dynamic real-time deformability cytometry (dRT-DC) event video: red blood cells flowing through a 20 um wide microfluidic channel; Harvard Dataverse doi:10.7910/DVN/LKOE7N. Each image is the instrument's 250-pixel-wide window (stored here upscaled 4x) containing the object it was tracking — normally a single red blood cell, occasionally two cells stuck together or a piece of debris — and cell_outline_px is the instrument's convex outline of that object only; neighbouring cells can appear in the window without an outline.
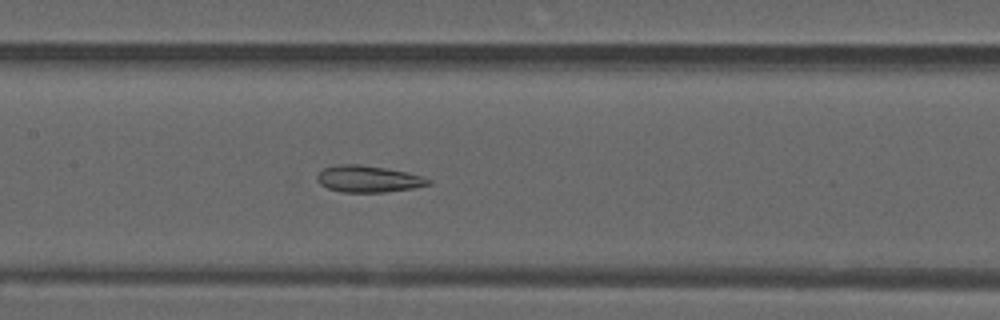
{"species": "common noctule bat (a hibernating species)", "species_latin": "Nyctalus noctula", "temperature_condition": "warm", "stored_images_in_passage": 38, "camera_frame_rate_fps": 3000, "um_per_image_px": 0.085, "animal": {"sex": "male", "forearm_length_mm": 52.5}, "frame": {"image": 1, "passage_image": 11, "time_ms": 3.333, "image_size_px": [1000, 320], "cell_outline_px": [[432, 184], [412, 188], [384, 192], [344, 192], [328, 188], [320, 184], [316, 180], [316, 176], [324, 168], [336, 164], [356, 164], [384, 168], [408, 172], [424, 176], [432, 180]], "centroid_in_image_um": [31.32, 15.2], "position_along_channel_um": 176.1, "area_um2": 17.28}}
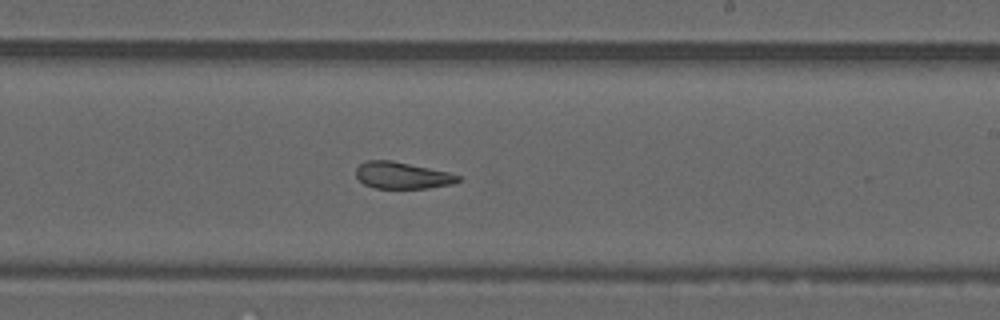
{"frame": {"image": 2, "passage_image": 17, "time_ms": 5.333, "image_size_px": [1000, 320], "cell_outline_px": [[464, 180], [452, 184], [428, 188], [376, 188], [364, 184], [356, 176], [356, 168], [360, 164], [368, 160], [392, 160], [448, 172], [464, 176]], "centroid_in_image_um": [34.25, 14.91], "position_along_channel_um": 254.8, "area_um2": 16.01}}
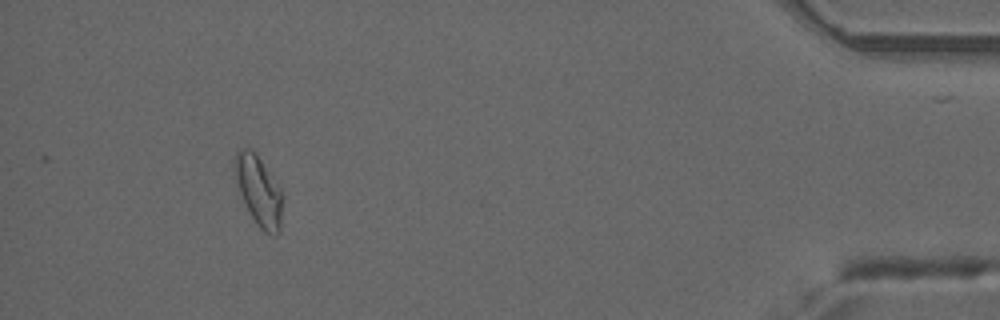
{"frame": {"image": 3, "passage_image": 34, "time_ms": 11.0, "image_size_px": [1000, 320], "cell_outline_px": [[284, 196], [280, 224], [276, 236], [264, 232], [256, 224], [236, 192], [232, 176], [232, 160], [236, 152], [240, 148], [252, 148], [256, 152], [280, 188]], "centroid_in_image_um": [21.91, 16.16], "position_along_channel_um": 413.3, "area_um2": 20.52}, "authors_computed_cell_mechanics": {"area_um2": 17.4845, "velocity_mm_per_s": 3.9491, "shape_relaxation_time_tau1_ms": null, "shape_relaxation_time_tau2_ms": 3.3678, "deformation_change_tau1": null, "deformation_change_tau2": 0.1237}}